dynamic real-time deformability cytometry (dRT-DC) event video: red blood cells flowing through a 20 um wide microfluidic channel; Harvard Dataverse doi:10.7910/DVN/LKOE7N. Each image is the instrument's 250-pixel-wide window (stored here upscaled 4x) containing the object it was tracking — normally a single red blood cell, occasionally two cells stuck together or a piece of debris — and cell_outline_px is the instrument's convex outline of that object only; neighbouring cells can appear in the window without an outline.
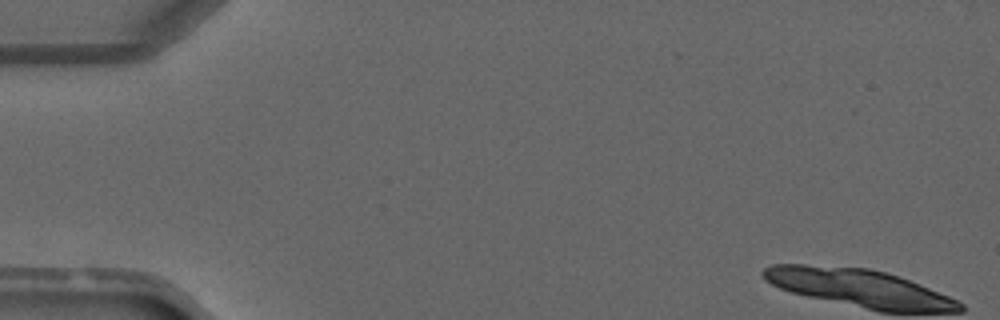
{"species": "common noctule bat (a hibernating species)", "species_latin": "Nyctalus noctula", "temperature_condition": "warm", "stored_images_in_passage": 1, "camera_frame_rate_fps": 3000, "um_per_image_px": 0.085, "animal": {"sex": "male", "forearm_length_mm": 52.5}, "frame": {"image": 1, "passage_image": 1, "time_ms": 0.0, "image_size_px": [1000, 320], "cell_outline_px": [[312, 36], [292, 60], [276, 68], [264, 72], [252, 72], [248, 60], [248, 44], [260, 32], [304, 32]], "centroid_in_image_um": [23.35, 4.2], "position_along_channel_um": 61.6, "area_um2": 13.12}}